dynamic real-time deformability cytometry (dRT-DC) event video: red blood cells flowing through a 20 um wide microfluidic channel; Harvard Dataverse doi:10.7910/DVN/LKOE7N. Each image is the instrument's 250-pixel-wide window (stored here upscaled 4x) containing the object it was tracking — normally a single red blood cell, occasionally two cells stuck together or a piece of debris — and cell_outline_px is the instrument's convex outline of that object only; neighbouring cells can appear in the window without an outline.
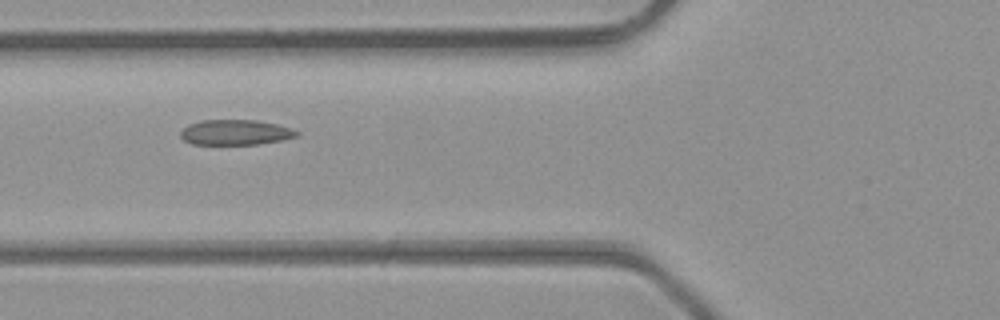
{"species": "common noctule bat (a hibernating species)", "species_latin": "Nyctalus noctula", "temperature_condition": "room temperature", "stored_images_in_passage": 2, "camera_frame_rate_fps": 3000, "um_per_image_px": 0.085, "animal": {"sex": "male", "body_mass_g": 23.1, "forearm_length_mm": 52.7}, "frame": {"image": 1, "passage_image": 2, "time_ms": 0.333, "image_size_px": [1000, 320], "cell_outline_px": [[300, 136], [260, 144], [192, 144], [184, 140], [180, 136], [180, 132], [188, 124], [200, 120], [256, 120], [276, 124], [292, 128], [300, 132]], "centroid_in_image_um": [20.03, 11.25], "position_along_channel_um": 105.8, "area_um2": 17.17}}